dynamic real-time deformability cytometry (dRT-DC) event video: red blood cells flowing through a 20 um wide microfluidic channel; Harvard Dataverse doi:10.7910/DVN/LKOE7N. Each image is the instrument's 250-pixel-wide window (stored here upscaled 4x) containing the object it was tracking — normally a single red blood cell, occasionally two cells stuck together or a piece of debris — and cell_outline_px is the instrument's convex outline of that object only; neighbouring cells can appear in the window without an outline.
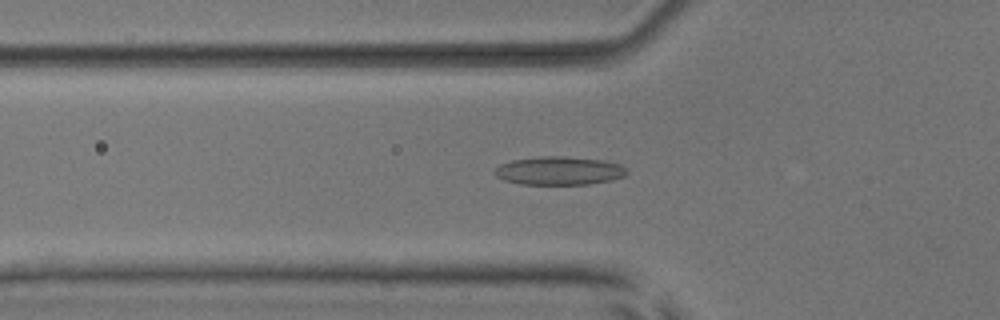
{"species": "common noctule bat (a hibernating species)", "species_latin": "Nyctalus noctula", "temperature_condition": "room temperature", "stored_images_in_passage": 42, "camera_frame_rate_fps": 3000, "um_per_image_px": 0.085, "animal": {"sex": "male", "body_mass_g": 17.9, "forearm_length_mm": 54.2}, "frame": {"image": 1, "passage_image": 13, "time_ms": 4.0, "image_size_px": [1000, 320], "cell_outline_px": [[628, 172], [624, 176], [612, 180], [588, 184], [520, 184], [504, 180], [496, 176], [492, 172], [500, 164], [512, 160], [540, 156], [564, 156], [604, 160], [620, 164]], "centroid_in_image_um": [47.51, 14.51], "position_along_channel_um": 78.3, "area_um2": 21.91}}
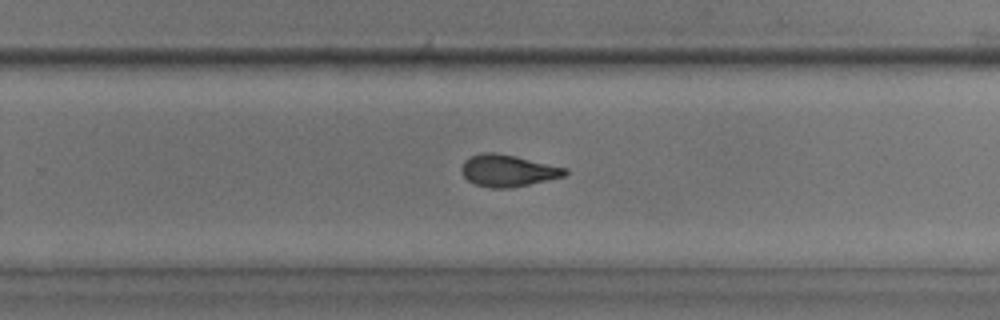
{"frame": {"image": 2, "passage_image": 29, "time_ms": 9.333, "image_size_px": [1000, 320], "cell_outline_px": [[568, 172], [564, 176], [528, 184], [508, 188], [492, 188], [476, 184], [468, 180], [464, 176], [460, 168], [464, 160], [480, 152], [496, 152], [516, 156], [568, 168]], "centroid_in_image_um": [43.16, 14.48], "position_along_channel_um": 286.6, "area_um2": 19.13}}
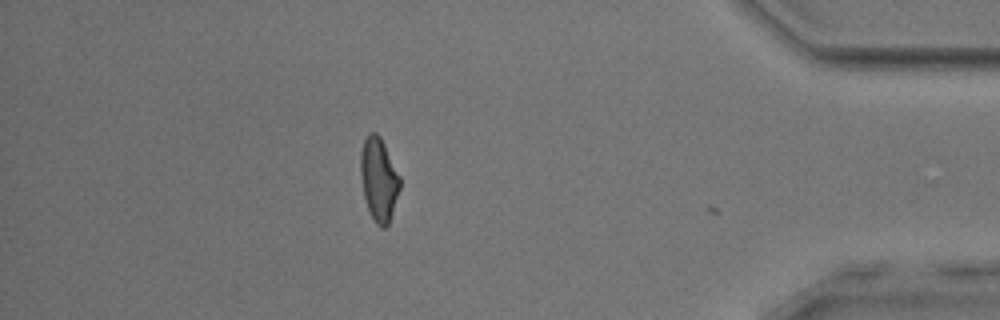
{"frame": {"image": 3, "passage_image": 41, "time_ms": 13.333, "image_size_px": [1000, 320], "cell_outline_px": [[400, 188], [388, 224], [384, 228], [380, 228], [376, 224], [368, 208], [364, 196], [360, 172], [360, 152], [364, 140], [368, 132], [376, 132], [380, 136], [400, 176]], "centroid_in_image_um": [32.19, 15.22], "position_along_channel_um": 403.0, "area_um2": 18.96}, "authors_computed_cell_mechanics": {"area_um2": 19.4497, "velocity_mm_per_s": 3.9126, "shape_relaxation_time_tau1_ms": 9.7384, "shape_relaxation_time_tau2_ms": 1.6935, "deformation_change_tau1": 0.2379, "deformation_change_tau2": 0.0924}}